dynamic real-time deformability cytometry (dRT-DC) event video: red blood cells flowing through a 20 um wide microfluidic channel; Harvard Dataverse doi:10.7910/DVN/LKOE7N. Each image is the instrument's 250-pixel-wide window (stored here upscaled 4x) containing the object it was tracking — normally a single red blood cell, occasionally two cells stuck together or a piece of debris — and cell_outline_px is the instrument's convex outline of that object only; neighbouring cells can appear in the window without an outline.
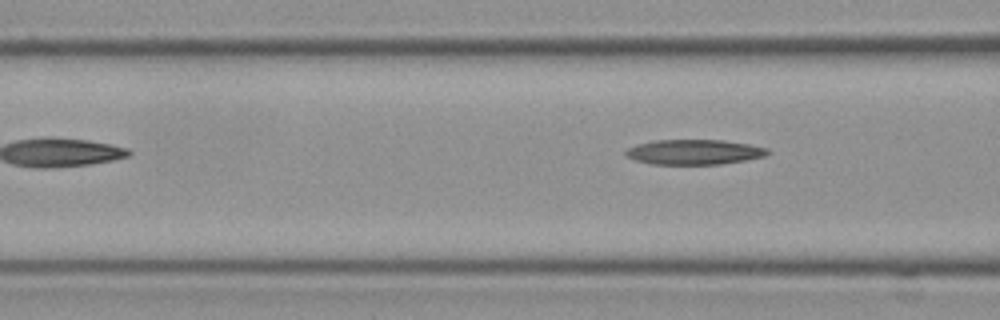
{"species": "Egyptian fruit bat (a non-hibernating species)", "species_latin": "Rousettus aegyptiacus", "temperature_condition": "cold", "stored_images_in_passage": 4, "camera_frame_rate_fps": 3000, "um_per_image_px": 0.085, "frame": {"image": 1, "passage_image": 4, "time_ms": 1.0, "image_size_px": [1000, 320], "cell_outline_px": [[772, 152], [764, 156], [744, 160], [720, 164], [652, 164], [636, 160], [628, 156], [624, 152], [624, 148], [636, 144], [652, 140], [724, 140], [748, 144], [768, 148]], "centroid_in_image_um": [58.98, 12.91], "position_along_channel_um": 107.6, "area_um2": 20.75}}